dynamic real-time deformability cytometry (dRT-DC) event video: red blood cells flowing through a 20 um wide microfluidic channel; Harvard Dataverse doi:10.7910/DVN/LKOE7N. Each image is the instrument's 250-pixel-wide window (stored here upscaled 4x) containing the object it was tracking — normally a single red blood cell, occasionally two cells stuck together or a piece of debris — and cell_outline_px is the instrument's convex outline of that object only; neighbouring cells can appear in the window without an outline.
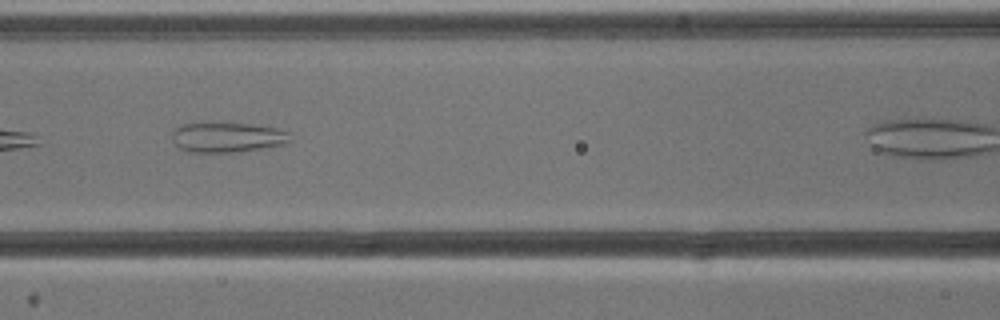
{"species": "common noctule bat (a hibernating species)", "species_latin": "Nyctalus noctula", "temperature_condition": "cold", "stored_images_in_passage": 8, "camera_frame_rate_fps": 3000, "um_per_image_px": 0.085, "animal": {"sex": "male", "body_mass_g": 13.3}, "frame": {"image": 1, "passage_image": 5, "time_ms": 5.333, "image_size_px": [1000, 320], "cell_outline_px": [[292, 140], [284, 144], [240, 152], [188, 152], [180, 148], [172, 140], [172, 132], [176, 128], [184, 124], [248, 124], [276, 128], [288, 132]], "centroid_in_image_um": [19.33, 11.69], "position_along_channel_um": 147.3, "area_um2": 20.29}}